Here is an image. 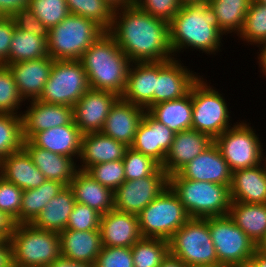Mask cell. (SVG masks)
I'll return each instance as SVG.
<instances>
[{"mask_svg": "<svg viewBox=\"0 0 266 267\" xmlns=\"http://www.w3.org/2000/svg\"><path fill=\"white\" fill-rule=\"evenodd\" d=\"M135 5L151 16L168 23L182 7L179 0H135Z\"/></svg>", "mask_w": 266, "mask_h": 267, "instance_id": "48", "label": "cell"}, {"mask_svg": "<svg viewBox=\"0 0 266 267\" xmlns=\"http://www.w3.org/2000/svg\"><path fill=\"white\" fill-rule=\"evenodd\" d=\"M11 18L16 28L48 38L49 29L36 17L29 6L18 10Z\"/></svg>", "mask_w": 266, "mask_h": 267, "instance_id": "49", "label": "cell"}, {"mask_svg": "<svg viewBox=\"0 0 266 267\" xmlns=\"http://www.w3.org/2000/svg\"><path fill=\"white\" fill-rule=\"evenodd\" d=\"M76 202L88 205L100 214L114 209V192L92 178L86 171L77 170L68 185Z\"/></svg>", "mask_w": 266, "mask_h": 267, "instance_id": "29", "label": "cell"}, {"mask_svg": "<svg viewBox=\"0 0 266 267\" xmlns=\"http://www.w3.org/2000/svg\"><path fill=\"white\" fill-rule=\"evenodd\" d=\"M260 53L258 54V64L260 67V72H262L266 77V45L259 48Z\"/></svg>", "mask_w": 266, "mask_h": 267, "instance_id": "58", "label": "cell"}, {"mask_svg": "<svg viewBox=\"0 0 266 267\" xmlns=\"http://www.w3.org/2000/svg\"><path fill=\"white\" fill-rule=\"evenodd\" d=\"M13 267H46L61 256L60 234L16 224L11 235Z\"/></svg>", "mask_w": 266, "mask_h": 267, "instance_id": "6", "label": "cell"}, {"mask_svg": "<svg viewBox=\"0 0 266 267\" xmlns=\"http://www.w3.org/2000/svg\"><path fill=\"white\" fill-rule=\"evenodd\" d=\"M108 32L131 63L174 58L169 42V23L136 5L115 10Z\"/></svg>", "mask_w": 266, "mask_h": 267, "instance_id": "1", "label": "cell"}, {"mask_svg": "<svg viewBox=\"0 0 266 267\" xmlns=\"http://www.w3.org/2000/svg\"><path fill=\"white\" fill-rule=\"evenodd\" d=\"M251 2L252 0H210L208 2L217 17L219 32L222 35L236 33L238 36Z\"/></svg>", "mask_w": 266, "mask_h": 267, "instance_id": "35", "label": "cell"}, {"mask_svg": "<svg viewBox=\"0 0 266 267\" xmlns=\"http://www.w3.org/2000/svg\"><path fill=\"white\" fill-rule=\"evenodd\" d=\"M228 215L256 245L266 234V203L232 201Z\"/></svg>", "mask_w": 266, "mask_h": 267, "instance_id": "33", "label": "cell"}, {"mask_svg": "<svg viewBox=\"0 0 266 267\" xmlns=\"http://www.w3.org/2000/svg\"><path fill=\"white\" fill-rule=\"evenodd\" d=\"M137 217L142 238L165 240L191 218L169 185Z\"/></svg>", "mask_w": 266, "mask_h": 267, "instance_id": "7", "label": "cell"}, {"mask_svg": "<svg viewBox=\"0 0 266 267\" xmlns=\"http://www.w3.org/2000/svg\"><path fill=\"white\" fill-rule=\"evenodd\" d=\"M182 5L185 4H208L210 0H179Z\"/></svg>", "mask_w": 266, "mask_h": 267, "instance_id": "60", "label": "cell"}, {"mask_svg": "<svg viewBox=\"0 0 266 267\" xmlns=\"http://www.w3.org/2000/svg\"><path fill=\"white\" fill-rule=\"evenodd\" d=\"M240 122H236L214 140L232 172L257 166L265 157L263 143L259 135L255 134L254 127L246 121Z\"/></svg>", "mask_w": 266, "mask_h": 267, "instance_id": "11", "label": "cell"}, {"mask_svg": "<svg viewBox=\"0 0 266 267\" xmlns=\"http://www.w3.org/2000/svg\"><path fill=\"white\" fill-rule=\"evenodd\" d=\"M105 32L95 21L69 14L49 29L48 55L53 60H80L91 44Z\"/></svg>", "mask_w": 266, "mask_h": 267, "instance_id": "5", "label": "cell"}, {"mask_svg": "<svg viewBox=\"0 0 266 267\" xmlns=\"http://www.w3.org/2000/svg\"><path fill=\"white\" fill-rule=\"evenodd\" d=\"M76 200L69 186L53 197L30 223L35 228L60 233L66 229Z\"/></svg>", "mask_w": 266, "mask_h": 267, "instance_id": "31", "label": "cell"}, {"mask_svg": "<svg viewBox=\"0 0 266 267\" xmlns=\"http://www.w3.org/2000/svg\"><path fill=\"white\" fill-rule=\"evenodd\" d=\"M61 255L73 261L95 264L102 249L100 230L60 232Z\"/></svg>", "mask_w": 266, "mask_h": 267, "instance_id": "30", "label": "cell"}, {"mask_svg": "<svg viewBox=\"0 0 266 267\" xmlns=\"http://www.w3.org/2000/svg\"><path fill=\"white\" fill-rule=\"evenodd\" d=\"M46 267H95V265L82 261H73L61 255Z\"/></svg>", "mask_w": 266, "mask_h": 267, "instance_id": "54", "label": "cell"}, {"mask_svg": "<svg viewBox=\"0 0 266 267\" xmlns=\"http://www.w3.org/2000/svg\"><path fill=\"white\" fill-rule=\"evenodd\" d=\"M23 102L9 67L0 65V114L21 115Z\"/></svg>", "mask_w": 266, "mask_h": 267, "instance_id": "41", "label": "cell"}, {"mask_svg": "<svg viewBox=\"0 0 266 267\" xmlns=\"http://www.w3.org/2000/svg\"><path fill=\"white\" fill-rule=\"evenodd\" d=\"M30 0H0V17H11L23 7H28Z\"/></svg>", "mask_w": 266, "mask_h": 267, "instance_id": "51", "label": "cell"}, {"mask_svg": "<svg viewBox=\"0 0 266 267\" xmlns=\"http://www.w3.org/2000/svg\"><path fill=\"white\" fill-rule=\"evenodd\" d=\"M202 76L191 87L192 129L209 135L215 140L232 127L226 99ZM213 87V88H212Z\"/></svg>", "mask_w": 266, "mask_h": 267, "instance_id": "9", "label": "cell"}, {"mask_svg": "<svg viewBox=\"0 0 266 267\" xmlns=\"http://www.w3.org/2000/svg\"><path fill=\"white\" fill-rule=\"evenodd\" d=\"M209 231L218 263L244 267L256 251V244L229 215L209 217Z\"/></svg>", "mask_w": 266, "mask_h": 267, "instance_id": "12", "label": "cell"}, {"mask_svg": "<svg viewBox=\"0 0 266 267\" xmlns=\"http://www.w3.org/2000/svg\"><path fill=\"white\" fill-rule=\"evenodd\" d=\"M15 226V220L7 213L0 211V238L10 240Z\"/></svg>", "mask_w": 266, "mask_h": 267, "instance_id": "52", "label": "cell"}, {"mask_svg": "<svg viewBox=\"0 0 266 267\" xmlns=\"http://www.w3.org/2000/svg\"><path fill=\"white\" fill-rule=\"evenodd\" d=\"M168 242L169 253L181 259L188 267L218 264L209 231V217L190 218Z\"/></svg>", "mask_w": 266, "mask_h": 267, "instance_id": "8", "label": "cell"}, {"mask_svg": "<svg viewBox=\"0 0 266 267\" xmlns=\"http://www.w3.org/2000/svg\"><path fill=\"white\" fill-rule=\"evenodd\" d=\"M15 24L11 17H0V65L7 66Z\"/></svg>", "mask_w": 266, "mask_h": 267, "instance_id": "50", "label": "cell"}, {"mask_svg": "<svg viewBox=\"0 0 266 267\" xmlns=\"http://www.w3.org/2000/svg\"><path fill=\"white\" fill-rule=\"evenodd\" d=\"M80 62L86 71L90 89L122 95L131 61L108 31L91 44Z\"/></svg>", "mask_w": 266, "mask_h": 267, "instance_id": "3", "label": "cell"}, {"mask_svg": "<svg viewBox=\"0 0 266 267\" xmlns=\"http://www.w3.org/2000/svg\"><path fill=\"white\" fill-rule=\"evenodd\" d=\"M89 89L88 77L80 60H54L50 77L37 100L73 107Z\"/></svg>", "mask_w": 266, "mask_h": 267, "instance_id": "10", "label": "cell"}, {"mask_svg": "<svg viewBox=\"0 0 266 267\" xmlns=\"http://www.w3.org/2000/svg\"><path fill=\"white\" fill-rule=\"evenodd\" d=\"M125 181L141 179L152 175L160 165L151 157L128 147L122 159Z\"/></svg>", "mask_w": 266, "mask_h": 267, "instance_id": "42", "label": "cell"}, {"mask_svg": "<svg viewBox=\"0 0 266 267\" xmlns=\"http://www.w3.org/2000/svg\"><path fill=\"white\" fill-rule=\"evenodd\" d=\"M181 63L178 58L158 61L154 105L186 96L193 84L200 78V75Z\"/></svg>", "mask_w": 266, "mask_h": 267, "instance_id": "14", "label": "cell"}, {"mask_svg": "<svg viewBox=\"0 0 266 267\" xmlns=\"http://www.w3.org/2000/svg\"><path fill=\"white\" fill-rule=\"evenodd\" d=\"M264 163V164H263ZM231 201L266 203V164L238 169L232 172Z\"/></svg>", "mask_w": 266, "mask_h": 267, "instance_id": "25", "label": "cell"}, {"mask_svg": "<svg viewBox=\"0 0 266 267\" xmlns=\"http://www.w3.org/2000/svg\"><path fill=\"white\" fill-rule=\"evenodd\" d=\"M23 148L46 180L59 181L66 186L73 180L78 170L77 162L73 158L37 147L30 140L23 141Z\"/></svg>", "mask_w": 266, "mask_h": 267, "instance_id": "26", "label": "cell"}, {"mask_svg": "<svg viewBox=\"0 0 266 267\" xmlns=\"http://www.w3.org/2000/svg\"><path fill=\"white\" fill-rule=\"evenodd\" d=\"M0 267H13L12 245L10 240H0Z\"/></svg>", "mask_w": 266, "mask_h": 267, "instance_id": "53", "label": "cell"}, {"mask_svg": "<svg viewBox=\"0 0 266 267\" xmlns=\"http://www.w3.org/2000/svg\"><path fill=\"white\" fill-rule=\"evenodd\" d=\"M113 11L135 5V0H105Z\"/></svg>", "mask_w": 266, "mask_h": 267, "instance_id": "57", "label": "cell"}, {"mask_svg": "<svg viewBox=\"0 0 266 267\" xmlns=\"http://www.w3.org/2000/svg\"><path fill=\"white\" fill-rule=\"evenodd\" d=\"M134 267H159L169 253V242L160 238H141L132 247Z\"/></svg>", "mask_w": 266, "mask_h": 267, "instance_id": "37", "label": "cell"}, {"mask_svg": "<svg viewBox=\"0 0 266 267\" xmlns=\"http://www.w3.org/2000/svg\"><path fill=\"white\" fill-rule=\"evenodd\" d=\"M119 98L113 92L87 90L73 106L74 123L83 134L101 132L111 107Z\"/></svg>", "mask_w": 266, "mask_h": 267, "instance_id": "15", "label": "cell"}, {"mask_svg": "<svg viewBox=\"0 0 266 267\" xmlns=\"http://www.w3.org/2000/svg\"><path fill=\"white\" fill-rule=\"evenodd\" d=\"M184 179L231 185L232 171L213 143L177 172Z\"/></svg>", "mask_w": 266, "mask_h": 267, "instance_id": "18", "label": "cell"}, {"mask_svg": "<svg viewBox=\"0 0 266 267\" xmlns=\"http://www.w3.org/2000/svg\"><path fill=\"white\" fill-rule=\"evenodd\" d=\"M145 112L144 108L119 98L111 107L101 133L130 147Z\"/></svg>", "mask_w": 266, "mask_h": 267, "instance_id": "23", "label": "cell"}, {"mask_svg": "<svg viewBox=\"0 0 266 267\" xmlns=\"http://www.w3.org/2000/svg\"><path fill=\"white\" fill-rule=\"evenodd\" d=\"M66 187L65 184L46 180L39 187L23 191L20 208V224H30L49 201Z\"/></svg>", "mask_w": 266, "mask_h": 267, "instance_id": "34", "label": "cell"}, {"mask_svg": "<svg viewBox=\"0 0 266 267\" xmlns=\"http://www.w3.org/2000/svg\"><path fill=\"white\" fill-rule=\"evenodd\" d=\"M239 38L245 43L262 47L266 45V5L252 0Z\"/></svg>", "mask_w": 266, "mask_h": 267, "instance_id": "38", "label": "cell"}, {"mask_svg": "<svg viewBox=\"0 0 266 267\" xmlns=\"http://www.w3.org/2000/svg\"><path fill=\"white\" fill-rule=\"evenodd\" d=\"M213 143L214 140L209 135L195 129L175 133L171 148L161 167L168 176L175 174Z\"/></svg>", "mask_w": 266, "mask_h": 267, "instance_id": "20", "label": "cell"}, {"mask_svg": "<svg viewBox=\"0 0 266 267\" xmlns=\"http://www.w3.org/2000/svg\"><path fill=\"white\" fill-rule=\"evenodd\" d=\"M29 102L26 111L21 114L24 140H30L40 131L68 125L74 121L71 106L44 103L37 99Z\"/></svg>", "mask_w": 266, "mask_h": 267, "instance_id": "16", "label": "cell"}, {"mask_svg": "<svg viewBox=\"0 0 266 267\" xmlns=\"http://www.w3.org/2000/svg\"><path fill=\"white\" fill-rule=\"evenodd\" d=\"M168 185L169 176L161 166L148 177L125 181L114 191V209L138 215Z\"/></svg>", "mask_w": 266, "mask_h": 267, "instance_id": "13", "label": "cell"}, {"mask_svg": "<svg viewBox=\"0 0 266 267\" xmlns=\"http://www.w3.org/2000/svg\"><path fill=\"white\" fill-rule=\"evenodd\" d=\"M256 1H258V2H260L262 4H264V5H266V0H256Z\"/></svg>", "mask_w": 266, "mask_h": 267, "instance_id": "62", "label": "cell"}, {"mask_svg": "<svg viewBox=\"0 0 266 267\" xmlns=\"http://www.w3.org/2000/svg\"><path fill=\"white\" fill-rule=\"evenodd\" d=\"M95 267H134L131 247L102 246Z\"/></svg>", "mask_w": 266, "mask_h": 267, "instance_id": "47", "label": "cell"}, {"mask_svg": "<svg viewBox=\"0 0 266 267\" xmlns=\"http://www.w3.org/2000/svg\"><path fill=\"white\" fill-rule=\"evenodd\" d=\"M127 148L125 144L101 132L83 134L77 169L86 171L95 164L122 160Z\"/></svg>", "mask_w": 266, "mask_h": 267, "instance_id": "24", "label": "cell"}, {"mask_svg": "<svg viewBox=\"0 0 266 267\" xmlns=\"http://www.w3.org/2000/svg\"><path fill=\"white\" fill-rule=\"evenodd\" d=\"M244 267H266V256L255 251Z\"/></svg>", "mask_w": 266, "mask_h": 267, "instance_id": "56", "label": "cell"}, {"mask_svg": "<svg viewBox=\"0 0 266 267\" xmlns=\"http://www.w3.org/2000/svg\"><path fill=\"white\" fill-rule=\"evenodd\" d=\"M0 176L23 191L37 188L46 181L23 147L0 161Z\"/></svg>", "mask_w": 266, "mask_h": 267, "instance_id": "27", "label": "cell"}, {"mask_svg": "<svg viewBox=\"0 0 266 267\" xmlns=\"http://www.w3.org/2000/svg\"><path fill=\"white\" fill-rule=\"evenodd\" d=\"M29 7L48 29L58 25L70 14L66 0H30Z\"/></svg>", "mask_w": 266, "mask_h": 267, "instance_id": "43", "label": "cell"}, {"mask_svg": "<svg viewBox=\"0 0 266 267\" xmlns=\"http://www.w3.org/2000/svg\"><path fill=\"white\" fill-rule=\"evenodd\" d=\"M48 38L15 27L7 65L48 56Z\"/></svg>", "mask_w": 266, "mask_h": 267, "instance_id": "36", "label": "cell"}, {"mask_svg": "<svg viewBox=\"0 0 266 267\" xmlns=\"http://www.w3.org/2000/svg\"><path fill=\"white\" fill-rule=\"evenodd\" d=\"M265 154V156H266V153H264ZM264 162H265V164H266V157H264Z\"/></svg>", "mask_w": 266, "mask_h": 267, "instance_id": "63", "label": "cell"}, {"mask_svg": "<svg viewBox=\"0 0 266 267\" xmlns=\"http://www.w3.org/2000/svg\"><path fill=\"white\" fill-rule=\"evenodd\" d=\"M54 60L48 55L7 65L12 72L18 92L24 101L38 99L50 77Z\"/></svg>", "mask_w": 266, "mask_h": 267, "instance_id": "21", "label": "cell"}, {"mask_svg": "<svg viewBox=\"0 0 266 267\" xmlns=\"http://www.w3.org/2000/svg\"><path fill=\"white\" fill-rule=\"evenodd\" d=\"M158 76V62L131 63L124 92L120 98L146 111L154 105V92Z\"/></svg>", "mask_w": 266, "mask_h": 267, "instance_id": "19", "label": "cell"}, {"mask_svg": "<svg viewBox=\"0 0 266 267\" xmlns=\"http://www.w3.org/2000/svg\"><path fill=\"white\" fill-rule=\"evenodd\" d=\"M66 3L70 14L93 20L105 31L110 30L114 11L105 0H66Z\"/></svg>", "mask_w": 266, "mask_h": 267, "instance_id": "39", "label": "cell"}, {"mask_svg": "<svg viewBox=\"0 0 266 267\" xmlns=\"http://www.w3.org/2000/svg\"><path fill=\"white\" fill-rule=\"evenodd\" d=\"M197 267H233V266L218 263V264H215V265H206V266H197Z\"/></svg>", "mask_w": 266, "mask_h": 267, "instance_id": "61", "label": "cell"}, {"mask_svg": "<svg viewBox=\"0 0 266 267\" xmlns=\"http://www.w3.org/2000/svg\"><path fill=\"white\" fill-rule=\"evenodd\" d=\"M83 133L74 121L71 124L53 127L36 133L30 141L37 147L70 158H79ZM77 157V158H76Z\"/></svg>", "mask_w": 266, "mask_h": 267, "instance_id": "28", "label": "cell"}, {"mask_svg": "<svg viewBox=\"0 0 266 267\" xmlns=\"http://www.w3.org/2000/svg\"><path fill=\"white\" fill-rule=\"evenodd\" d=\"M159 267H188L181 259L168 253Z\"/></svg>", "mask_w": 266, "mask_h": 267, "instance_id": "55", "label": "cell"}, {"mask_svg": "<svg viewBox=\"0 0 266 267\" xmlns=\"http://www.w3.org/2000/svg\"><path fill=\"white\" fill-rule=\"evenodd\" d=\"M175 133L164 124L155 120L147 111L140 121L130 146L135 151L151 157L160 166L166 158Z\"/></svg>", "mask_w": 266, "mask_h": 267, "instance_id": "17", "label": "cell"}, {"mask_svg": "<svg viewBox=\"0 0 266 267\" xmlns=\"http://www.w3.org/2000/svg\"><path fill=\"white\" fill-rule=\"evenodd\" d=\"M222 38L217 17L208 4L182 5L169 22V42L174 57L186 48L215 55L221 52Z\"/></svg>", "mask_w": 266, "mask_h": 267, "instance_id": "2", "label": "cell"}, {"mask_svg": "<svg viewBox=\"0 0 266 267\" xmlns=\"http://www.w3.org/2000/svg\"><path fill=\"white\" fill-rule=\"evenodd\" d=\"M23 190L0 176V211L20 224V208Z\"/></svg>", "mask_w": 266, "mask_h": 267, "instance_id": "46", "label": "cell"}, {"mask_svg": "<svg viewBox=\"0 0 266 267\" xmlns=\"http://www.w3.org/2000/svg\"><path fill=\"white\" fill-rule=\"evenodd\" d=\"M102 246L132 247L142 238L138 217L116 209L103 214L100 222Z\"/></svg>", "mask_w": 266, "mask_h": 267, "instance_id": "22", "label": "cell"}, {"mask_svg": "<svg viewBox=\"0 0 266 267\" xmlns=\"http://www.w3.org/2000/svg\"><path fill=\"white\" fill-rule=\"evenodd\" d=\"M256 251L266 256V234L256 245Z\"/></svg>", "mask_w": 266, "mask_h": 267, "instance_id": "59", "label": "cell"}, {"mask_svg": "<svg viewBox=\"0 0 266 267\" xmlns=\"http://www.w3.org/2000/svg\"><path fill=\"white\" fill-rule=\"evenodd\" d=\"M101 216L102 214L88 205L76 202L69 216L66 229L77 231L99 230Z\"/></svg>", "mask_w": 266, "mask_h": 267, "instance_id": "45", "label": "cell"}, {"mask_svg": "<svg viewBox=\"0 0 266 267\" xmlns=\"http://www.w3.org/2000/svg\"><path fill=\"white\" fill-rule=\"evenodd\" d=\"M169 186L191 218L205 219L229 213L230 185L184 179L175 173L169 176Z\"/></svg>", "mask_w": 266, "mask_h": 267, "instance_id": "4", "label": "cell"}, {"mask_svg": "<svg viewBox=\"0 0 266 267\" xmlns=\"http://www.w3.org/2000/svg\"><path fill=\"white\" fill-rule=\"evenodd\" d=\"M22 117L0 114V161L23 147Z\"/></svg>", "mask_w": 266, "mask_h": 267, "instance_id": "40", "label": "cell"}, {"mask_svg": "<svg viewBox=\"0 0 266 267\" xmlns=\"http://www.w3.org/2000/svg\"><path fill=\"white\" fill-rule=\"evenodd\" d=\"M86 172L101 185L113 192L125 182V171L122 160L111 161L90 166Z\"/></svg>", "mask_w": 266, "mask_h": 267, "instance_id": "44", "label": "cell"}, {"mask_svg": "<svg viewBox=\"0 0 266 267\" xmlns=\"http://www.w3.org/2000/svg\"><path fill=\"white\" fill-rule=\"evenodd\" d=\"M147 112L174 133L192 129L193 109L191 90L184 97L159 102L151 106Z\"/></svg>", "mask_w": 266, "mask_h": 267, "instance_id": "32", "label": "cell"}]
</instances>
